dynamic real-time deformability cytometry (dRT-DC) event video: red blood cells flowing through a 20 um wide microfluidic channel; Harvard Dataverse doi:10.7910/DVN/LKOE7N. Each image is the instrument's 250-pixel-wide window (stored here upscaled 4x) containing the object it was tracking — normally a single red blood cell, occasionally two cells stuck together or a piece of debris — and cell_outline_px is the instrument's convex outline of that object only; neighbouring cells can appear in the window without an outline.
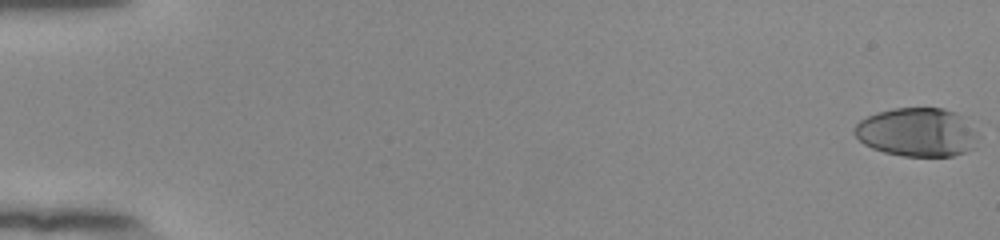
{"species": "human", "species_latin": "Homo sapiens", "temperature_condition": "room temperature", "stored_images_in_passage": 55, "camera_frame_rate_fps": 3000, "um_per_image_px": 0.085, "donor": {"sex": "female"}, "frame": {"image": 1, "passage_image": 1, "time_ms": 0.0, "image_size_px": [1000, 240], "cell_outline_px": [[976, 148], [952, 156], [904, 156], [884, 152], [872, 148], [864, 144], [852, 132], [852, 128], [860, 120], [876, 112], [892, 108], [944, 108], [956, 112], [964, 116], [972, 128], [976, 136]], "centroid_in_image_um": [77.93, 11.23], "position_along_channel_um": 7.1, "area_um2": 35.26}}
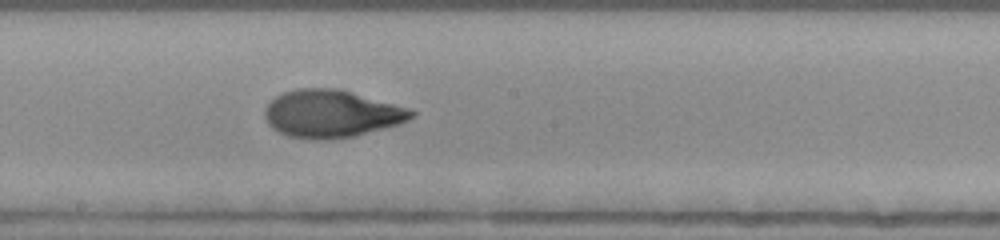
{"frame": {"image": 2, "passage_image": 32, "time_ms": 10.333, "image_size_px": [1000, 240], "cell_outline_px": [[416, 116], [400, 124], [352, 136], [324, 140], [320, 140], [288, 136], [272, 128], [268, 124], [264, 116], [264, 108], [276, 96], [284, 92], [296, 88], [340, 88], [408, 108], [416, 112]], "centroid_in_image_um": [28.16, 9.65], "position_along_channel_um": 220.0, "area_um2": 40.63}}
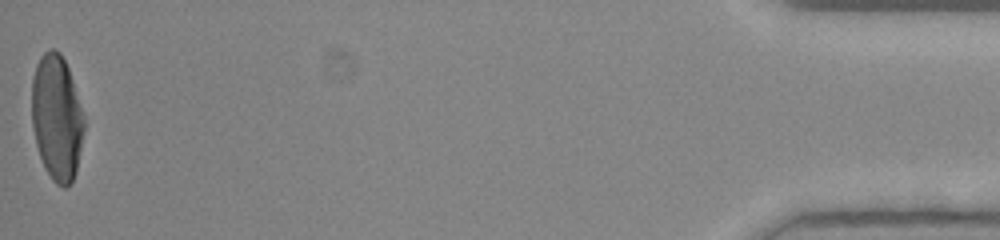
{"frame": {"image": 3, "passage_image": 55, "time_ms": 18.0, "image_size_px": [1000, 240], "cell_outline_px": [[84, 128], [76, 172], [72, 180], [64, 188], [56, 184], [52, 180], [44, 168], [36, 144], [32, 128], [32, 76], [36, 64], [40, 56], [48, 48], [52, 48], [60, 52], [68, 68], [84, 116]], "centroid_in_image_um": [4.8, 9.99], "position_along_channel_um": 430.4, "area_um2": 38.26}, "authors_computed_cell_mechanics": {"area_um2": 38.5526, "velocity_mm_per_s": 3.904, "shape_relaxation_time_tau1_ms": 4.9516, "shape_relaxation_time_tau2_ms": 1.2107, "deformation_change_tau1": 0.2468, "deformation_change_tau2": 0.0549}}